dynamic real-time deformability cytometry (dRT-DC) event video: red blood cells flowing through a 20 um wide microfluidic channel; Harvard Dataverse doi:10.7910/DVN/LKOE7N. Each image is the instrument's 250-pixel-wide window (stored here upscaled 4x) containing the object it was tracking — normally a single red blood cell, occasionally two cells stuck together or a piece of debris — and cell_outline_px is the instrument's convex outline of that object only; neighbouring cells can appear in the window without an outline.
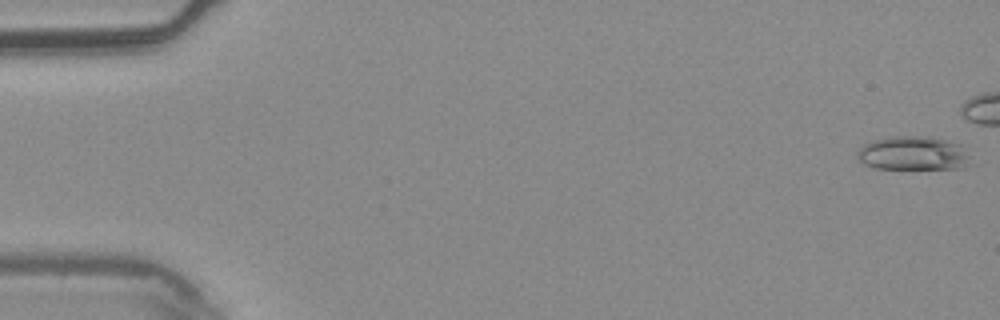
{"species": "common noctule bat (a hibernating species)", "species_latin": "Nyctalus noctula", "temperature_condition": "warm", "stored_images_in_passage": 9, "camera_frame_rate_fps": 3000, "um_per_image_px": 0.085, "animal": {"sex": "male", "body_mass_g": 20.4}, "frame": {"image": 1, "passage_image": 1, "time_ms": 0.0, "image_size_px": [1000, 320], "cell_outline_px": [[976, 164], [964, 168], [876, 168], [864, 164], [856, 156], [856, 152], [864, 144], [872, 140], [892, 136], [916, 136], [944, 140], [960, 144]], "centroid_in_image_um": [77.66, 13.04], "position_along_channel_um": 7.3, "area_um2": 22.43}}
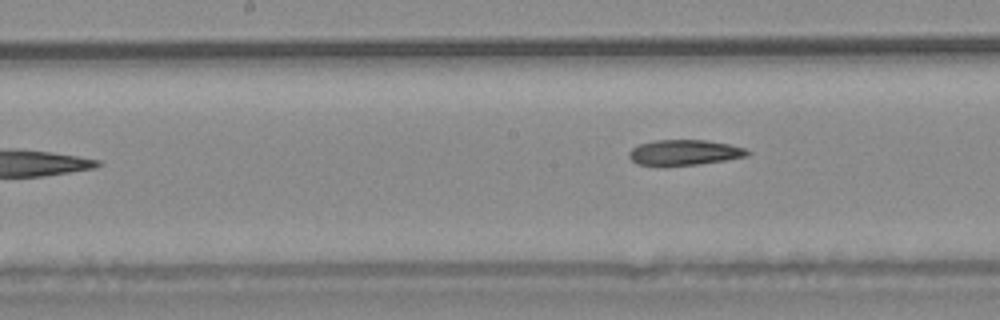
{"frame": {"image": 2, "passage_image": 9, "time_ms": 2.667, "image_size_px": [1000, 320], "cell_outline_px": [[752, 152], [748, 156], [700, 164], [636, 164], [628, 156], [628, 152], [632, 148], [640, 144], [652, 140], [708, 140], [728, 144], [744, 148]], "centroid_in_image_um": [58.19, 12.94], "position_along_channel_um": 190.0, "area_um2": 17.22}}